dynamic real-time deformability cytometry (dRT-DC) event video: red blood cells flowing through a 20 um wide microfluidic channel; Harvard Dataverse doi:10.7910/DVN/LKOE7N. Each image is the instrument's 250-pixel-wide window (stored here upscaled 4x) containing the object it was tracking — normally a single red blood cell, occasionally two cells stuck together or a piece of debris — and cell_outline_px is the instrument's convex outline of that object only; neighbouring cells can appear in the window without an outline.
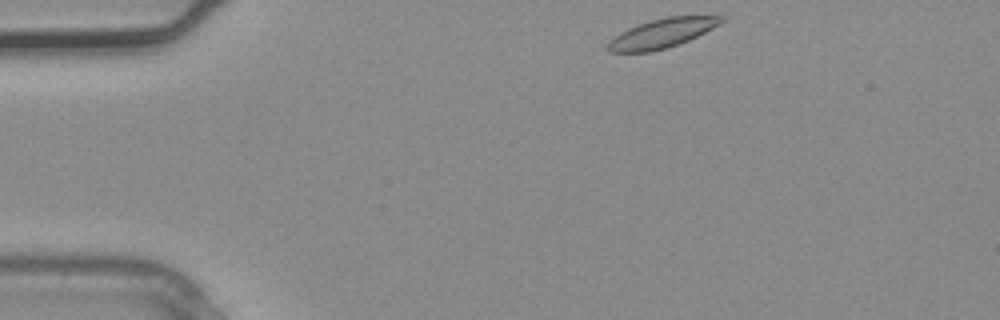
{"species": "common noctule bat (a hibernating species)", "species_latin": "Nyctalus noctula", "temperature_condition": "warm", "stored_images_in_passage": 2, "camera_frame_rate_fps": 3000, "um_per_image_px": 0.085, "animal": {"sex": "male", "body_mass_g": 20.4}, "frame": {"image": 1, "passage_image": 1, "time_ms": 0.0, "image_size_px": [1000, 320], "cell_outline_px": [[724, 20], [720, 24], [688, 40], [668, 48], [648, 52], [608, 52], [608, 44], [620, 32], [628, 28], [652, 20], [668, 16], [724, 16]], "centroid_in_image_um": [56.28, 2.83], "position_along_channel_um": 28.7, "area_um2": 18.9}}